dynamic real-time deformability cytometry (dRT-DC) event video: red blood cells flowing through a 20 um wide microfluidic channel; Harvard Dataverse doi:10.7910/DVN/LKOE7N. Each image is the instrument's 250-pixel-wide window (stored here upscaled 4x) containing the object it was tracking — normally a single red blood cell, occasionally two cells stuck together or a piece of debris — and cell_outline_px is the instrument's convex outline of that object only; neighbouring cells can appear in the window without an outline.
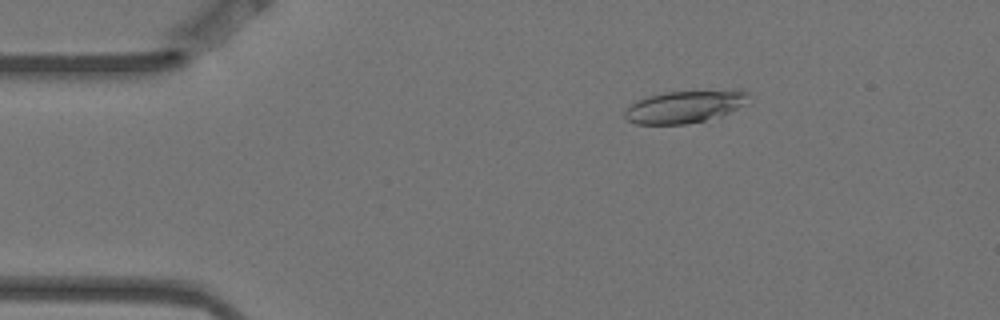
{"species": "Egyptian fruit bat (a non-hibernating species)", "species_latin": "Rousettus aegyptiacus", "temperature_condition": "warm", "stored_images_in_passage": 5, "camera_frame_rate_fps": 3000, "um_per_image_px": 0.085, "animal": {"sex": "female"}, "frame": {"image": 1, "passage_image": 3, "time_ms": 0.667, "image_size_px": [1000, 320], "cell_outline_px": [[748, 92], [744, 104], [720, 116], [704, 120], [684, 124], [636, 124], [628, 120], [624, 116], [624, 112], [636, 100], [648, 96], [664, 92], [740, 88]], "centroid_in_image_um": [58.21, 9.03], "position_along_channel_um": 26.8, "area_um2": 23.47}}